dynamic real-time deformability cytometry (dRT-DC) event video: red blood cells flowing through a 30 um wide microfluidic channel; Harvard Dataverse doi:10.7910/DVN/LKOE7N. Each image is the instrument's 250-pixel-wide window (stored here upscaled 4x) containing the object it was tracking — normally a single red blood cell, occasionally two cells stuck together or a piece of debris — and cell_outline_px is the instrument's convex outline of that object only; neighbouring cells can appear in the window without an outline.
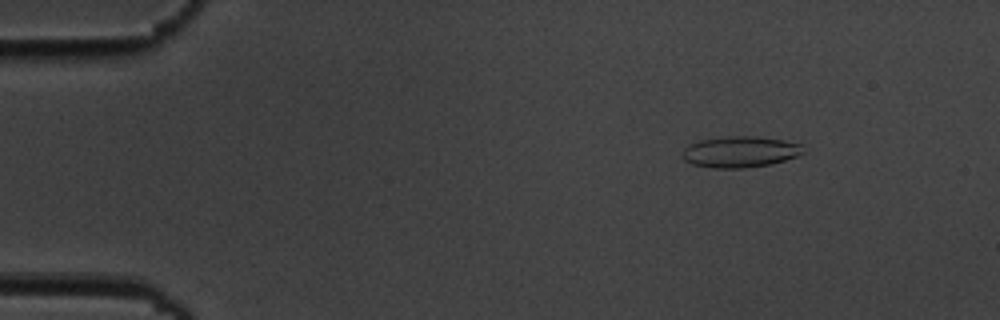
{"species": "common noctule bat (a hibernating species)", "species_latin": "Nyctalus noctula", "temperature_condition": "cold", "stored_images_in_passage": 7, "camera_frame_rate_fps": 3000, "um_per_image_px": 0.085, "animal": {"sex": "male", "body_mass_g": 19.5, "forearm_length_mm": 54.6}, "frame": {"image": 1, "passage_image": 3, "time_ms": 2.333, "image_size_px": [1000, 320], "cell_outline_px": [[804, 152], [796, 156], [772, 164], [744, 168], [712, 168], [692, 164], [684, 160], [684, 148], [688, 144], [700, 140], [728, 136], [756, 136], [784, 140], [800, 144]], "centroid_in_image_um": [62.9, 12.9], "position_along_channel_um": 22.1, "area_um2": 21.85}}
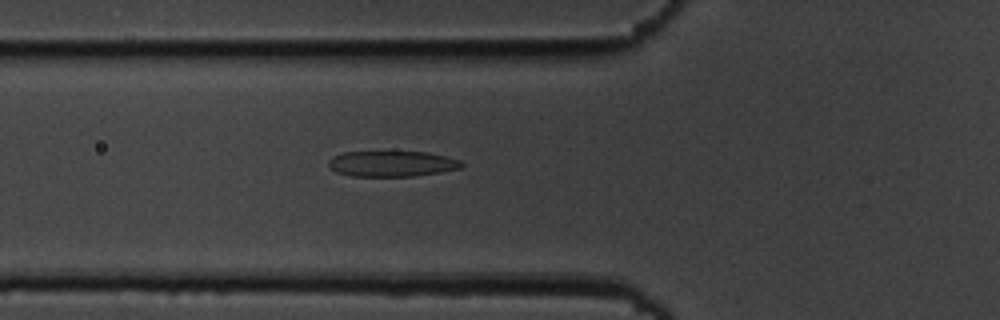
{"frame": {"image": 2, "passage_image": 7, "time_ms": 6.667, "image_size_px": [1000, 320], "cell_outline_px": [[464, 164], [460, 168], [440, 172], [416, 176], [352, 176], [336, 172], [328, 164], [328, 160], [332, 156], [344, 152], [428, 152], [460, 160]], "centroid_in_image_um": [33.3, 13.92], "position_along_channel_um": 92.5, "area_um2": 19.83}}